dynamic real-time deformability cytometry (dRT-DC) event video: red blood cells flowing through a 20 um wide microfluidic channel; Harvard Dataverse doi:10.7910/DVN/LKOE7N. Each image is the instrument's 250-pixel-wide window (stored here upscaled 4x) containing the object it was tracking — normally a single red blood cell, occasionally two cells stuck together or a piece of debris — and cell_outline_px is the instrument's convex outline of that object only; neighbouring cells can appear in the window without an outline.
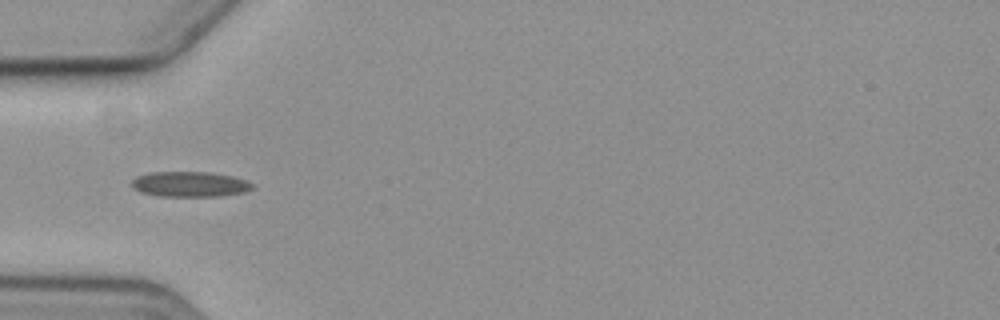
{"species": "common noctule bat (a hibernating species)", "species_latin": "Nyctalus noctula", "temperature_condition": "cold", "stored_images_in_passage": 6, "camera_frame_rate_fps": 3000, "um_per_image_px": 0.085, "animal": {"sex": "female", "body_mass_g": 19.3, "forearm_length_mm": 54.1}, "frame": {"image": 1, "passage_image": 2, "time_ms": 1.333, "image_size_px": [1000, 320], "cell_outline_px": [[252, 188], [244, 192], [220, 196], [156, 196], [140, 192], [132, 188], [132, 180], [136, 176], [152, 172], [208, 172], [232, 176], [248, 180], [252, 184]], "centroid_in_image_um": [16.11, 15.66], "position_along_channel_um": 68.9, "area_um2": 17.8}}
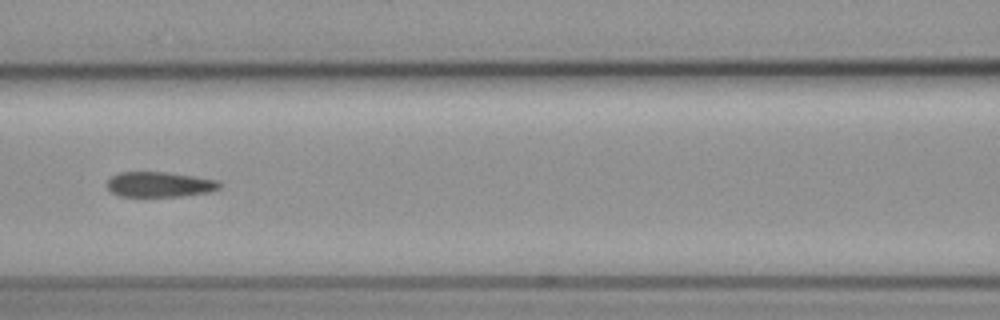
{"frame": {"image": 2, "passage_image": 4, "time_ms": 3.667, "image_size_px": [1000, 320], "cell_outline_px": [[224, 184], [220, 188], [208, 192], [180, 196], [120, 196], [112, 192], [108, 188], [108, 180], [112, 176], [120, 172], [164, 172], [192, 176], [216, 180]], "centroid_in_image_um": [13.58, 15.67], "position_along_channel_um": 153.0, "area_um2": 16.3}}
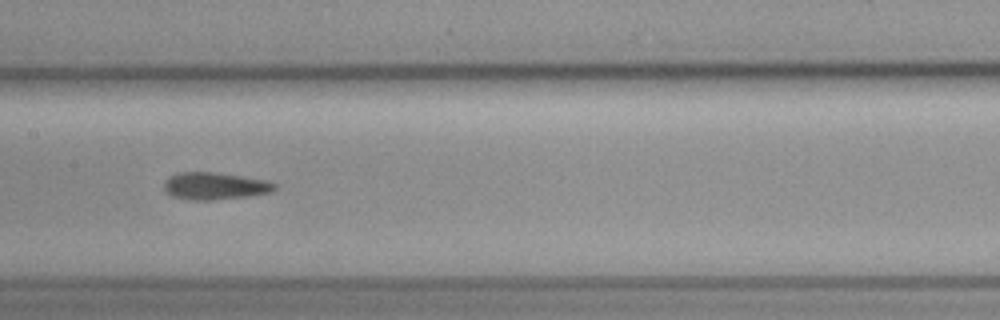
{"frame": {"image": 3, "passage_image": 5, "time_ms": 4.667, "image_size_px": [1000, 320], "cell_outline_px": [[276, 188], [268, 192], [248, 196], [212, 200], [192, 200], [172, 196], [164, 188], [164, 180], [180, 172], [216, 172], [264, 180], [276, 184]], "centroid_in_image_um": [18.23, 15.81], "position_along_channel_um": 189.2, "area_um2": 17.22}}